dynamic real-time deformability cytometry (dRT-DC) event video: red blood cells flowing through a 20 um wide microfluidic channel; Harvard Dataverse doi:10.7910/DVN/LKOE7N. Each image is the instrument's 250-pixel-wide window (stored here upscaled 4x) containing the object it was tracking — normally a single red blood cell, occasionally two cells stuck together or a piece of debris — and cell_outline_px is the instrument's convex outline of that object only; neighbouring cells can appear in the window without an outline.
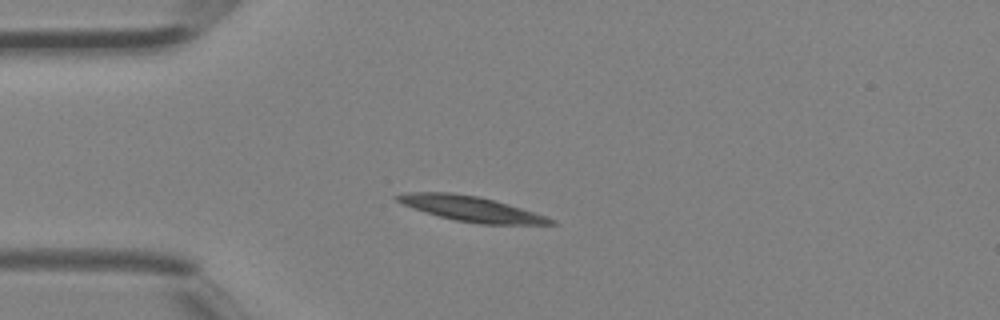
{"species": "Egyptian fruit bat (a non-hibernating species)", "species_latin": "Rousettus aegyptiacus", "temperature_condition": "room temperature", "stored_images_in_passage": 41, "camera_frame_rate_fps": 3000, "um_per_image_px": 0.085, "animal": {"sex": "female"}, "frame": {"image": 1, "passage_image": 10, "time_ms": 3.0, "image_size_px": [1000, 320], "cell_outline_px": [[556, 224], [480, 224], [456, 220], [440, 216], [404, 204], [396, 200], [392, 196], [404, 192], [452, 192], [480, 196], [508, 204], [556, 220]], "centroid_in_image_um": [40.02, 17.72], "position_along_channel_um": 45.0, "area_um2": 22.08}}
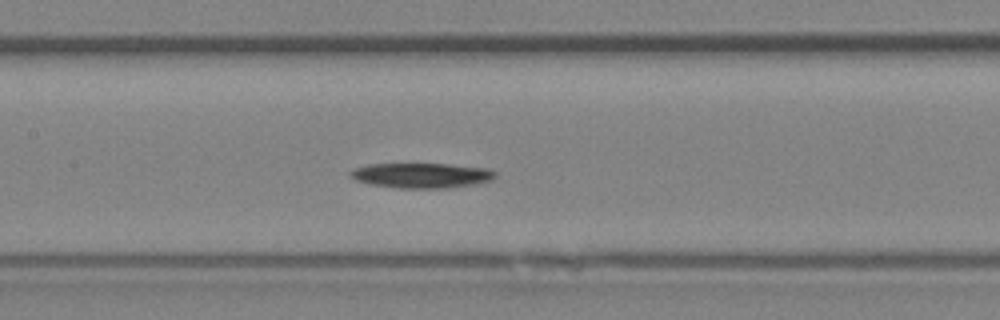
{"frame": {"image": 2, "passage_image": 19, "time_ms": 6.0, "image_size_px": [1000, 320], "cell_outline_px": [[496, 176], [492, 180], [476, 184], [448, 188], [400, 188], [368, 184], [356, 180], [348, 176], [348, 172], [352, 168], [368, 164], [448, 164], [488, 168], [496, 172]], "centroid_in_image_um": [35.8, 14.91], "position_along_channel_um": 171.6, "area_um2": 21.39}}
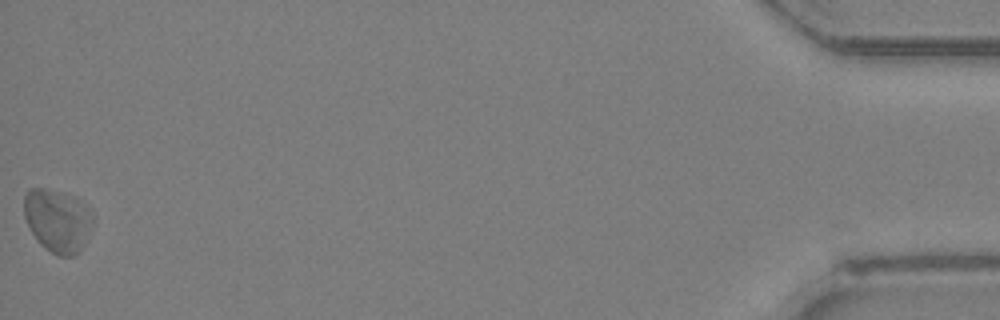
{"frame": {"image": 3, "passage_image": 41, "time_ms": 13.333, "image_size_px": [1000, 320], "cell_outline_px": [[92, 228], [80, 252], [72, 256], [60, 256], [44, 248], [40, 244], [32, 232], [24, 216], [24, 196], [32, 188], [44, 188], [64, 192], [76, 196], [92, 212]], "centroid_in_image_um": [4.91, 18.74], "position_along_channel_um": 430.3, "area_um2": 25.37}}